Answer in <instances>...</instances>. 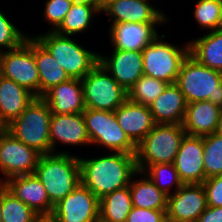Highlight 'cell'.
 I'll return each instance as SVG.
<instances>
[{"label": "cell", "mask_w": 222, "mask_h": 222, "mask_svg": "<svg viewBox=\"0 0 222 222\" xmlns=\"http://www.w3.org/2000/svg\"><path fill=\"white\" fill-rule=\"evenodd\" d=\"M185 135L182 124H156L137 145V170L143 172L149 165L174 163Z\"/></svg>", "instance_id": "5"}, {"label": "cell", "mask_w": 222, "mask_h": 222, "mask_svg": "<svg viewBox=\"0 0 222 222\" xmlns=\"http://www.w3.org/2000/svg\"><path fill=\"white\" fill-rule=\"evenodd\" d=\"M166 210L132 207L126 222H166Z\"/></svg>", "instance_id": "38"}, {"label": "cell", "mask_w": 222, "mask_h": 222, "mask_svg": "<svg viewBox=\"0 0 222 222\" xmlns=\"http://www.w3.org/2000/svg\"><path fill=\"white\" fill-rule=\"evenodd\" d=\"M41 98L52 114L83 113L86 109L81 79L70 78L49 89Z\"/></svg>", "instance_id": "21"}, {"label": "cell", "mask_w": 222, "mask_h": 222, "mask_svg": "<svg viewBox=\"0 0 222 222\" xmlns=\"http://www.w3.org/2000/svg\"><path fill=\"white\" fill-rule=\"evenodd\" d=\"M81 82L86 109L115 111L128 99L127 91L100 63L86 74Z\"/></svg>", "instance_id": "9"}, {"label": "cell", "mask_w": 222, "mask_h": 222, "mask_svg": "<svg viewBox=\"0 0 222 222\" xmlns=\"http://www.w3.org/2000/svg\"><path fill=\"white\" fill-rule=\"evenodd\" d=\"M56 222H99V199L82 183L54 205Z\"/></svg>", "instance_id": "12"}, {"label": "cell", "mask_w": 222, "mask_h": 222, "mask_svg": "<svg viewBox=\"0 0 222 222\" xmlns=\"http://www.w3.org/2000/svg\"><path fill=\"white\" fill-rule=\"evenodd\" d=\"M175 84L187 104L210 101L222 108V72L202 65L190 54L182 63Z\"/></svg>", "instance_id": "3"}, {"label": "cell", "mask_w": 222, "mask_h": 222, "mask_svg": "<svg viewBox=\"0 0 222 222\" xmlns=\"http://www.w3.org/2000/svg\"><path fill=\"white\" fill-rule=\"evenodd\" d=\"M3 183L10 193L40 216L52 215L54 205L50 202L44 185L34 174L14 176Z\"/></svg>", "instance_id": "19"}, {"label": "cell", "mask_w": 222, "mask_h": 222, "mask_svg": "<svg viewBox=\"0 0 222 222\" xmlns=\"http://www.w3.org/2000/svg\"><path fill=\"white\" fill-rule=\"evenodd\" d=\"M8 132V125L0 114V136Z\"/></svg>", "instance_id": "40"}, {"label": "cell", "mask_w": 222, "mask_h": 222, "mask_svg": "<svg viewBox=\"0 0 222 222\" xmlns=\"http://www.w3.org/2000/svg\"><path fill=\"white\" fill-rule=\"evenodd\" d=\"M3 12L0 10V53L18 47L29 36L22 32L23 30L18 29Z\"/></svg>", "instance_id": "35"}, {"label": "cell", "mask_w": 222, "mask_h": 222, "mask_svg": "<svg viewBox=\"0 0 222 222\" xmlns=\"http://www.w3.org/2000/svg\"><path fill=\"white\" fill-rule=\"evenodd\" d=\"M217 133L222 136V112H221V116H220V119H219Z\"/></svg>", "instance_id": "45"}, {"label": "cell", "mask_w": 222, "mask_h": 222, "mask_svg": "<svg viewBox=\"0 0 222 222\" xmlns=\"http://www.w3.org/2000/svg\"><path fill=\"white\" fill-rule=\"evenodd\" d=\"M40 156L39 152L15 139L10 133L1 135L0 172L4 178H0V182L14 176L34 174Z\"/></svg>", "instance_id": "11"}, {"label": "cell", "mask_w": 222, "mask_h": 222, "mask_svg": "<svg viewBox=\"0 0 222 222\" xmlns=\"http://www.w3.org/2000/svg\"><path fill=\"white\" fill-rule=\"evenodd\" d=\"M51 114L49 105L41 97H36L22 114L8 125V133L41 155L50 154Z\"/></svg>", "instance_id": "6"}, {"label": "cell", "mask_w": 222, "mask_h": 222, "mask_svg": "<svg viewBox=\"0 0 222 222\" xmlns=\"http://www.w3.org/2000/svg\"><path fill=\"white\" fill-rule=\"evenodd\" d=\"M72 4V0H47L45 2L43 15L45 22L52 26L50 31H55L60 26Z\"/></svg>", "instance_id": "36"}, {"label": "cell", "mask_w": 222, "mask_h": 222, "mask_svg": "<svg viewBox=\"0 0 222 222\" xmlns=\"http://www.w3.org/2000/svg\"><path fill=\"white\" fill-rule=\"evenodd\" d=\"M149 0H118L109 3L101 13L108 15L109 22H134V23H166L168 17L149 3Z\"/></svg>", "instance_id": "17"}, {"label": "cell", "mask_w": 222, "mask_h": 222, "mask_svg": "<svg viewBox=\"0 0 222 222\" xmlns=\"http://www.w3.org/2000/svg\"><path fill=\"white\" fill-rule=\"evenodd\" d=\"M196 222H222V206H207Z\"/></svg>", "instance_id": "39"}, {"label": "cell", "mask_w": 222, "mask_h": 222, "mask_svg": "<svg viewBox=\"0 0 222 222\" xmlns=\"http://www.w3.org/2000/svg\"><path fill=\"white\" fill-rule=\"evenodd\" d=\"M165 39V34L158 35L143 49V74L172 84L189 54V43L179 47Z\"/></svg>", "instance_id": "7"}, {"label": "cell", "mask_w": 222, "mask_h": 222, "mask_svg": "<svg viewBox=\"0 0 222 222\" xmlns=\"http://www.w3.org/2000/svg\"><path fill=\"white\" fill-rule=\"evenodd\" d=\"M202 184L206 192L207 206H222V175L207 178Z\"/></svg>", "instance_id": "37"}, {"label": "cell", "mask_w": 222, "mask_h": 222, "mask_svg": "<svg viewBox=\"0 0 222 222\" xmlns=\"http://www.w3.org/2000/svg\"><path fill=\"white\" fill-rule=\"evenodd\" d=\"M174 165L183 184H202L205 181L203 137L186 134Z\"/></svg>", "instance_id": "18"}, {"label": "cell", "mask_w": 222, "mask_h": 222, "mask_svg": "<svg viewBox=\"0 0 222 222\" xmlns=\"http://www.w3.org/2000/svg\"><path fill=\"white\" fill-rule=\"evenodd\" d=\"M203 163L205 179L222 175V136L217 132L203 136Z\"/></svg>", "instance_id": "33"}, {"label": "cell", "mask_w": 222, "mask_h": 222, "mask_svg": "<svg viewBox=\"0 0 222 222\" xmlns=\"http://www.w3.org/2000/svg\"><path fill=\"white\" fill-rule=\"evenodd\" d=\"M3 182H0V222H2Z\"/></svg>", "instance_id": "42"}, {"label": "cell", "mask_w": 222, "mask_h": 222, "mask_svg": "<svg viewBox=\"0 0 222 222\" xmlns=\"http://www.w3.org/2000/svg\"><path fill=\"white\" fill-rule=\"evenodd\" d=\"M114 114L121 129L136 146L156 125L149 106L128 99L114 111Z\"/></svg>", "instance_id": "20"}, {"label": "cell", "mask_w": 222, "mask_h": 222, "mask_svg": "<svg viewBox=\"0 0 222 222\" xmlns=\"http://www.w3.org/2000/svg\"><path fill=\"white\" fill-rule=\"evenodd\" d=\"M49 137L51 153H69L64 150L58 151L56 147L60 144L72 145V147L91 146L83 113L51 114Z\"/></svg>", "instance_id": "14"}, {"label": "cell", "mask_w": 222, "mask_h": 222, "mask_svg": "<svg viewBox=\"0 0 222 222\" xmlns=\"http://www.w3.org/2000/svg\"><path fill=\"white\" fill-rule=\"evenodd\" d=\"M186 107L184 94L172 83L155 99L149 109L156 124H182Z\"/></svg>", "instance_id": "23"}, {"label": "cell", "mask_w": 222, "mask_h": 222, "mask_svg": "<svg viewBox=\"0 0 222 222\" xmlns=\"http://www.w3.org/2000/svg\"><path fill=\"white\" fill-rule=\"evenodd\" d=\"M35 98L24 87L3 77L0 83V114L7 125L17 119Z\"/></svg>", "instance_id": "24"}, {"label": "cell", "mask_w": 222, "mask_h": 222, "mask_svg": "<svg viewBox=\"0 0 222 222\" xmlns=\"http://www.w3.org/2000/svg\"><path fill=\"white\" fill-rule=\"evenodd\" d=\"M2 78H3V74H2L1 67H0V83H1Z\"/></svg>", "instance_id": "47"}, {"label": "cell", "mask_w": 222, "mask_h": 222, "mask_svg": "<svg viewBox=\"0 0 222 222\" xmlns=\"http://www.w3.org/2000/svg\"><path fill=\"white\" fill-rule=\"evenodd\" d=\"M112 50L109 57L99 53V63L121 87L129 91L143 75L142 52Z\"/></svg>", "instance_id": "15"}, {"label": "cell", "mask_w": 222, "mask_h": 222, "mask_svg": "<svg viewBox=\"0 0 222 222\" xmlns=\"http://www.w3.org/2000/svg\"><path fill=\"white\" fill-rule=\"evenodd\" d=\"M96 13L98 16V13L101 14V11L93 4L73 2L62 23L55 32L73 37L75 34L79 35L85 32V30L88 32Z\"/></svg>", "instance_id": "29"}, {"label": "cell", "mask_w": 222, "mask_h": 222, "mask_svg": "<svg viewBox=\"0 0 222 222\" xmlns=\"http://www.w3.org/2000/svg\"><path fill=\"white\" fill-rule=\"evenodd\" d=\"M219 31H222V4H221V14H220V20L218 24V29Z\"/></svg>", "instance_id": "46"}, {"label": "cell", "mask_w": 222, "mask_h": 222, "mask_svg": "<svg viewBox=\"0 0 222 222\" xmlns=\"http://www.w3.org/2000/svg\"><path fill=\"white\" fill-rule=\"evenodd\" d=\"M31 36L51 53L70 78H84L99 63L98 52L87 50L70 36L50 30Z\"/></svg>", "instance_id": "4"}, {"label": "cell", "mask_w": 222, "mask_h": 222, "mask_svg": "<svg viewBox=\"0 0 222 222\" xmlns=\"http://www.w3.org/2000/svg\"><path fill=\"white\" fill-rule=\"evenodd\" d=\"M189 54L202 65L222 72V31H208L189 40Z\"/></svg>", "instance_id": "26"}, {"label": "cell", "mask_w": 222, "mask_h": 222, "mask_svg": "<svg viewBox=\"0 0 222 222\" xmlns=\"http://www.w3.org/2000/svg\"><path fill=\"white\" fill-rule=\"evenodd\" d=\"M194 7L192 16L200 29H207V31L218 29L221 3L216 0H198Z\"/></svg>", "instance_id": "34"}, {"label": "cell", "mask_w": 222, "mask_h": 222, "mask_svg": "<svg viewBox=\"0 0 222 222\" xmlns=\"http://www.w3.org/2000/svg\"><path fill=\"white\" fill-rule=\"evenodd\" d=\"M2 222H36L41 216L7 190L3 183Z\"/></svg>", "instance_id": "31"}, {"label": "cell", "mask_w": 222, "mask_h": 222, "mask_svg": "<svg viewBox=\"0 0 222 222\" xmlns=\"http://www.w3.org/2000/svg\"><path fill=\"white\" fill-rule=\"evenodd\" d=\"M132 207L129 186L108 193L99 199V222H126Z\"/></svg>", "instance_id": "28"}, {"label": "cell", "mask_w": 222, "mask_h": 222, "mask_svg": "<svg viewBox=\"0 0 222 222\" xmlns=\"http://www.w3.org/2000/svg\"><path fill=\"white\" fill-rule=\"evenodd\" d=\"M3 77L8 78L39 97V74L33 53V36L18 47L0 53Z\"/></svg>", "instance_id": "10"}, {"label": "cell", "mask_w": 222, "mask_h": 222, "mask_svg": "<svg viewBox=\"0 0 222 222\" xmlns=\"http://www.w3.org/2000/svg\"><path fill=\"white\" fill-rule=\"evenodd\" d=\"M111 47L116 50L142 52L159 35L156 26L165 23H110Z\"/></svg>", "instance_id": "16"}, {"label": "cell", "mask_w": 222, "mask_h": 222, "mask_svg": "<svg viewBox=\"0 0 222 222\" xmlns=\"http://www.w3.org/2000/svg\"><path fill=\"white\" fill-rule=\"evenodd\" d=\"M207 208L203 184H183L167 196L168 222H196Z\"/></svg>", "instance_id": "13"}, {"label": "cell", "mask_w": 222, "mask_h": 222, "mask_svg": "<svg viewBox=\"0 0 222 222\" xmlns=\"http://www.w3.org/2000/svg\"><path fill=\"white\" fill-rule=\"evenodd\" d=\"M80 178L98 199L117 189L127 187L138 175L136 155L109 152L102 157L80 158Z\"/></svg>", "instance_id": "1"}, {"label": "cell", "mask_w": 222, "mask_h": 222, "mask_svg": "<svg viewBox=\"0 0 222 222\" xmlns=\"http://www.w3.org/2000/svg\"><path fill=\"white\" fill-rule=\"evenodd\" d=\"M143 173L167 195L173 194L183 185L174 163L149 165Z\"/></svg>", "instance_id": "32"}, {"label": "cell", "mask_w": 222, "mask_h": 222, "mask_svg": "<svg viewBox=\"0 0 222 222\" xmlns=\"http://www.w3.org/2000/svg\"><path fill=\"white\" fill-rule=\"evenodd\" d=\"M138 175L141 176L140 180L131 178L129 184L133 207L166 210L168 195L160 190L142 171L138 170Z\"/></svg>", "instance_id": "27"}, {"label": "cell", "mask_w": 222, "mask_h": 222, "mask_svg": "<svg viewBox=\"0 0 222 222\" xmlns=\"http://www.w3.org/2000/svg\"><path fill=\"white\" fill-rule=\"evenodd\" d=\"M34 175L44 185L50 202L56 205L81 183L79 157L70 153L41 155Z\"/></svg>", "instance_id": "2"}, {"label": "cell", "mask_w": 222, "mask_h": 222, "mask_svg": "<svg viewBox=\"0 0 222 222\" xmlns=\"http://www.w3.org/2000/svg\"><path fill=\"white\" fill-rule=\"evenodd\" d=\"M118 0H100V11H102L109 3L115 2Z\"/></svg>", "instance_id": "44"}, {"label": "cell", "mask_w": 222, "mask_h": 222, "mask_svg": "<svg viewBox=\"0 0 222 222\" xmlns=\"http://www.w3.org/2000/svg\"><path fill=\"white\" fill-rule=\"evenodd\" d=\"M72 1L93 4L100 10V0H72Z\"/></svg>", "instance_id": "41"}, {"label": "cell", "mask_w": 222, "mask_h": 222, "mask_svg": "<svg viewBox=\"0 0 222 222\" xmlns=\"http://www.w3.org/2000/svg\"><path fill=\"white\" fill-rule=\"evenodd\" d=\"M169 83L153 77L142 75L127 91L128 100L137 104L150 106L155 99L164 93Z\"/></svg>", "instance_id": "30"}, {"label": "cell", "mask_w": 222, "mask_h": 222, "mask_svg": "<svg viewBox=\"0 0 222 222\" xmlns=\"http://www.w3.org/2000/svg\"><path fill=\"white\" fill-rule=\"evenodd\" d=\"M36 222H56L51 216H41Z\"/></svg>", "instance_id": "43"}, {"label": "cell", "mask_w": 222, "mask_h": 222, "mask_svg": "<svg viewBox=\"0 0 222 222\" xmlns=\"http://www.w3.org/2000/svg\"><path fill=\"white\" fill-rule=\"evenodd\" d=\"M222 108L210 101L188 103L182 126L187 135L206 136L216 133Z\"/></svg>", "instance_id": "22"}, {"label": "cell", "mask_w": 222, "mask_h": 222, "mask_svg": "<svg viewBox=\"0 0 222 222\" xmlns=\"http://www.w3.org/2000/svg\"><path fill=\"white\" fill-rule=\"evenodd\" d=\"M83 117L92 146L136 155L137 146L121 129L114 111L85 109Z\"/></svg>", "instance_id": "8"}, {"label": "cell", "mask_w": 222, "mask_h": 222, "mask_svg": "<svg viewBox=\"0 0 222 222\" xmlns=\"http://www.w3.org/2000/svg\"><path fill=\"white\" fill-rule=\"evenodd\" d=\"M33 53L39 74V97L52 87L70 79L51 53L33 37Z\"/></svg>", "instance_id": "25"}]
</instances>
